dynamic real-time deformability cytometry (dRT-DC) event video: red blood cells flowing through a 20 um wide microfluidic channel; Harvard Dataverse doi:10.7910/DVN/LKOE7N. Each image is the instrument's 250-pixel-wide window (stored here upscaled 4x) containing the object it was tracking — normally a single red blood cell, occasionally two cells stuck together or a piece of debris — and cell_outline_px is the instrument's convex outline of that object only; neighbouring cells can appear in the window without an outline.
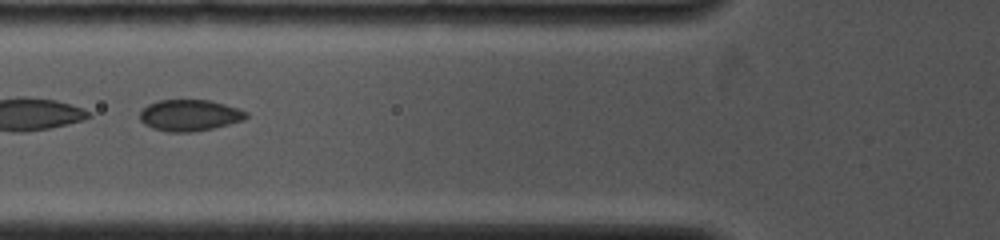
{"species": "common noctule bat (a hibernating species)", "species_latin": "Nyctalus noctula", "temperature_condition": "cold", "stored_images_in_passage": 13, "camera_frame_rate_fps": 4000, "um_per_image_px": 0.085, "animal": {"sex": "female", "body_mass_g": 19.0, "forearm_length_mm": 53.3}, "frame": {"image": 1, "passage_image": 3, "time_ms": 1.5, "image_size_px": [1000, 240], "cell_outline_px": [[248, 116], [244, 120], [212, 128], [192, 132], [164, 132], [152, 128], [144, 124], [140, 120], [140, 112], [148, 104], [160, 100], [208, 100], [224, 104], [248, 112]], "centroid_in_image_um": [16.09, 9.81], "position_along_channel_um": 109.7, "area_um2": 19.36}}